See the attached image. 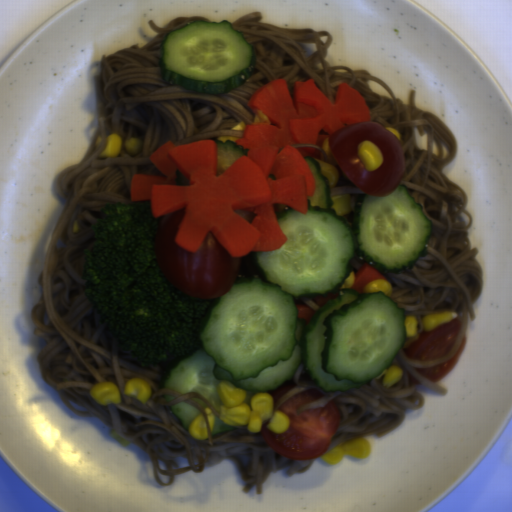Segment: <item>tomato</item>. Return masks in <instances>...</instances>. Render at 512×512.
<instances>
[{
    "label": "tomato",
    "instance_id": "5",
    "mask_svg": "<svg viewBox=\"0 0 512 512\" xmlns=\"http://www.w3.org/2000/svg\"><path fill=\"white\" fill-rule=\"evenodd\" d=\"M467 342V336H464L461 340V343L456 351V353L453 355V357L443 363L436 364L429 367H416L413 370L416 371L419 375L424 377L430 382H437L441 380L444 376H446L449 371L452 369V367L457 362L465 344Z\"/></svg>",
    "mask_w": 512,
    "mask_h": 512
},
{
    "label": "tomato",
    "instance_id": "3",
    "mask_svg": "<svg viewBox=\"0 0 512 512\" xmlns=\"http://www.w3.org/2000/svg\"><path fill=\"white\" fill-rule=\"evenodd\" d=\"M323 396L315 389H307L286 400L275 410L288 417L289 427L275 433L268 429V422H264L259 431L264 443L277 454L294 461L315 460L323 455L338 431L341 417L338 404L332 400L323 407L297 414L299 407Z\"/></svg>",
    "mask_w": 512,
    "mask_h": 512
},
{
    "label": "tomato",
    "instance_id": "4",
    "mask_svg": "<svg viewBox=\"0 0 512 512\" xmlns=\"http://www.w3.org/2000/svg\"><path fill=\"white\" fill-rule=\"evenodd\" d=\"M462 322L458 318L425 330L404 351L406 358L415 361L441 359L452 350L460 333Z\"/></svg>",
    "mask_w": 512,
    "mask_h": 512
},
{
    "label": "tomato",
    "instance_id": "1",
    "mask_svg": "<svg viewBox=\"0 0 512 512\" xmlns=\"http://www.w3.org/2000/svg\"><path fill=\"white\" fill-rule=\"evenodd\" d=\"M187 208L174 212L153 234L156 263L166 280L191 297L215 299L231 290L242 260L231 257L213 231L195 252L175 241Z\"/></svg>",
    "mask_w": 512,
    "mask_h": 512
},
{
    "label": "tomato",
    "instance_id": "2",
    "mask_svg": "<svg viewBox=\"0 0 512 512\" xmlns=\"http://www.w3.org/2000/svg\"><path fill=\"white\" fill-rule=\"evenodd\" d=\"M331 154L349 179L365 194L386 197L397 189L406 162L397 137L380 123L366 122L344 126L327 137ZM371 141L383 155L382 164L367 171L357 155L358 144Z\"/></svg>",
    "mask_w": 512,
    "mask_h": 512
},
{
    "label": "tomato",
    "instance_id": "6",
    "mask_svg": "<svg viewBox=\"0 0 512 512\" xmlns=\"http://www.w3.org/2000/svg\"><path fill=\"white\" fill-rule=\"evenodd\" d=\"M296 382L294 380V378L292 377L291 380H286L284 381L279 387H277L276 389L274 390H271V391H266L268 392L271 396H272V400H273V406L276 405V403L285 395L287 394L289 391H291L292 389H294L296 387Z\"/></svg>",
    "mask_w": 512,
    "mask_h": 512
}]
</instances>
